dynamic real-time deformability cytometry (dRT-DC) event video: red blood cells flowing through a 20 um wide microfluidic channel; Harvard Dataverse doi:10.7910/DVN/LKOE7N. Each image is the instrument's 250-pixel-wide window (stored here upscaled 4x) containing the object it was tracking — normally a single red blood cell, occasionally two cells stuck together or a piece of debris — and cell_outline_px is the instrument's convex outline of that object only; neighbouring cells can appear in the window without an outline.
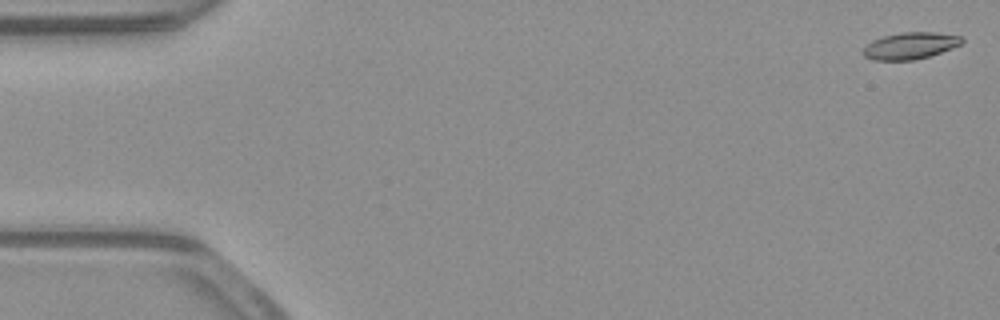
{"species": "common noctule bat (a hibernating species)", "species_latin": "Nyctalus noctula", "temperature_condition": "warm", "stored_images_in_passage": 53, "camera_frame_rate_fps": 3000, "um_per_image_px": 0.085, "animal": {"sex": "male", "body_mass_g": 23.1, "forearm_length_mm": 52.7}, "frame": {"image": 1, "passage_image": 1, "time_ms": 0.0, "image_size_px": [1000, 320], "cell_outline_px": [[964, 44], [916, 60], [872, 60], [864, 56], [860, 52], [872, 40], [884, 36], [900, 32], [936, 32], [964, 36]], "centroid_in_image_um": [77.39, 3.88], "position_along_channel_um": 7.6, "area_um2": 15.61}}
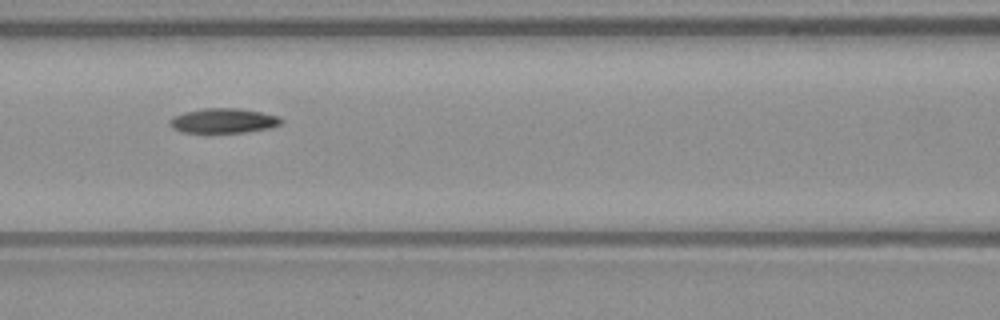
{"frame": {"image": 2, "passage_image": 23, "time_ms": 7.333, "image_size_px": [1000, 320], "cell_outline_px": [[284, 120], [280, 124], [268, 128], [244, 132], [180, 132], [172, 128], [168, 124], [168, 120], [172, 116], [184, 112], [204, 108], [236, 108], [260, 112], [280, 116]], "centroid_in_image_um": [18.94, 10.25], "position_along_channel_um": 147.7, "area_um2": 16.07}}
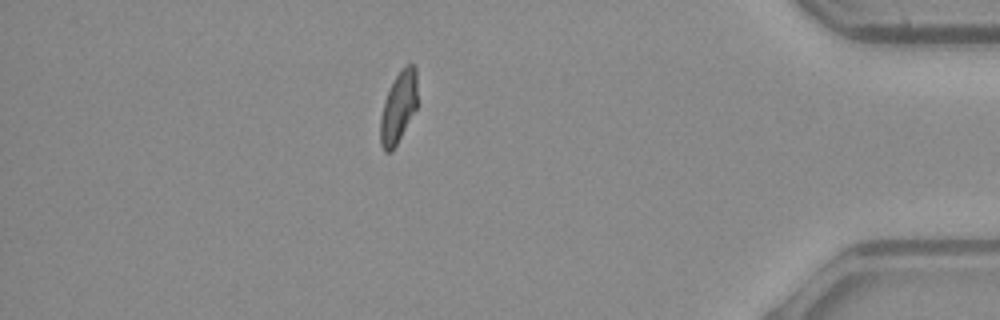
{"frame": {"image": 3, "passage_image": 46, "time_ms": 15.0, "image_size_px": [1000, 320], "cell_outline_px": [[416, 108], [392, 152], [384, 152], [380, 144], [380, 116], [384, 100], [400, 68], [404, 64], [412, 64], [416, 68]], "centroid_in_image_um": [33.84, 9.12], "position_along_channel_um": 401.4, "area_um2": 15.26}, "authors_computed_cell_mechanics": {"area_um2": 16.0684, "velocity_mm_per_s": 3.9044, "shape_relaxation_time_tau1_ms": null, "shape_relaxation_time_tau2_ms": 5.5378, "deformation_change_tau1": null, "deformation_change_tau2": 0.1067}}